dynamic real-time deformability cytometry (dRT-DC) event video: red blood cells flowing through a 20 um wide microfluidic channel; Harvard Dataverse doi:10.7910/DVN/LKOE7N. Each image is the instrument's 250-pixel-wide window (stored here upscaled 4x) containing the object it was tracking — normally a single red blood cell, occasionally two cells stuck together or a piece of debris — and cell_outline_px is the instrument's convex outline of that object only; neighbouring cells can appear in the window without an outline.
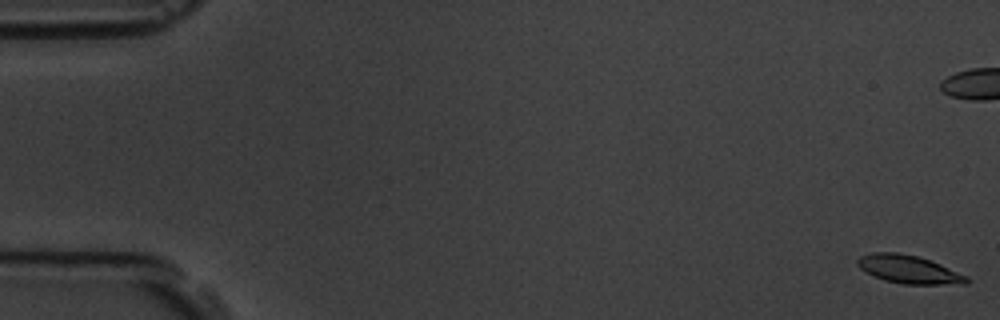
{"species": "common noctule bat (a hibernating species)", "species_latin": "Nyctalus noctula", "temperature_condition": "room temperature", "stored_images_in_passage": 10, "camera_frame_rate_fps": 3000, "um_per_image_px": 0.085, "animal": {"sex": "male", "body_mass_g": 19.5, "forearm_length_mm": 54.6}, "frame": {"image": 1, "passage_image": 1, "time_ms": 0.0, "image_size_px": [1000, 320], "cell_outline_px": [[972, 280], [968, 284], [904, 284], [884, 280], [860, 268], [856, 264], [856, 260], [860, 256], [872, 252], [896, 252], [916, 256], [940, 264], [968, 276]], "centroid_in_image_um": [77.28, 22.9], "position_along_channel_um": 7.7, "area_um2": 17.8}}
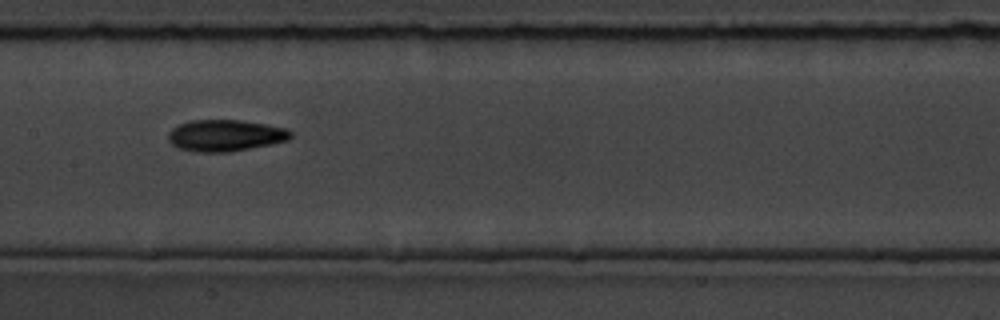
{"frame": {"image": 2, "passage_image": 10, "time_ms": 10.333, "image_size_px": [1000, 320], "cell_outline_px": [[292, 136], [288, 140], [272, 144], [228, 152], [196, 152], [180, 148], [172, 144], [168, 140], [168, 132], [172, 128], [188, 120], [240, 120], [268, 124], [288, 128], [292, 132]], "centroid_in_image_um": [19.17, 11.51], "position_along_channel_um": 188.2, "area_um2": 22.66}}